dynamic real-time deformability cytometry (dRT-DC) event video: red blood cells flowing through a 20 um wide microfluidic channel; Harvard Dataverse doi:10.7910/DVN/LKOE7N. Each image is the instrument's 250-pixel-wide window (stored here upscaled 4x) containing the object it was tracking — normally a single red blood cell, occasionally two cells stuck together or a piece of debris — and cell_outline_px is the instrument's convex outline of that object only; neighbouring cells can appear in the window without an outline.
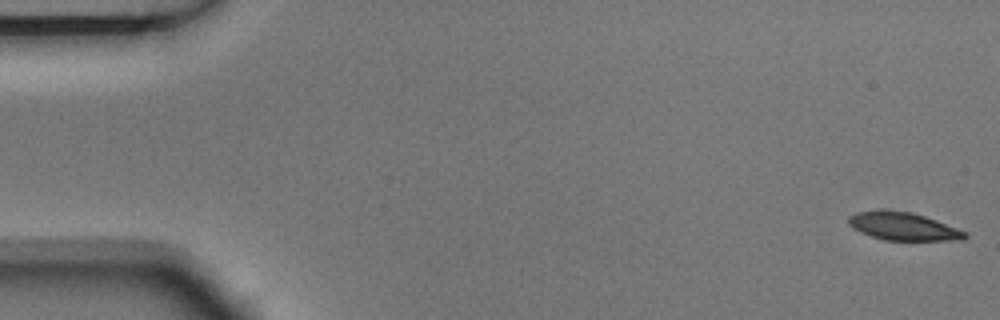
{"species": "Egyptian fruit bat (a non-hibernating species)", "species_latin": "Rousettus aegyptiacus", "temperature_condition": "room temperature", "stored_images_in_passage": 7, "camera_frame_rate_fps": 3000, "um_per_image_px": 0.085, "animal": {"sex": "male"}, "frame": {"image": 1, "passage_image": 1, "time_ms": 0.0, "image_size_px": [1000, 320], "cell_outline_px": [[968, 236], [964, 240], [884, 240], [860, 232], [852, 228], [848, 224], [848, 216], [856, 212], [908, 212], [924, 216], [936, 220], [968, 232]], "centroid_in_image_um": [76.81, 19.28], "position_along_channel_um": 8.2, "area_um2": 18.44}}
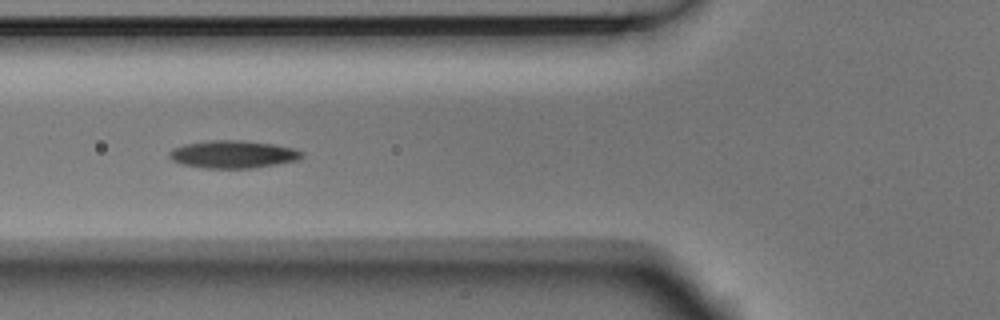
{"frame": {"image": 2, "passage_image": 6, "time_ms": 1.667, "image_size_px": [1000, 320], "cell_outline_px": [[304, 156], [296, 160], [276, 164], [252, 168], [204, 168], [180, 164], [172, 160], [168, 156], [168, 152], [172, 148], [184, 144], [208, 140], [244, 140], [276, 144], [292, 148], [304, 152]], "centroid_in_image_um": [19.77, 13.11], "position_along_channel_um": 106.0, "area_um2": 21.56}}
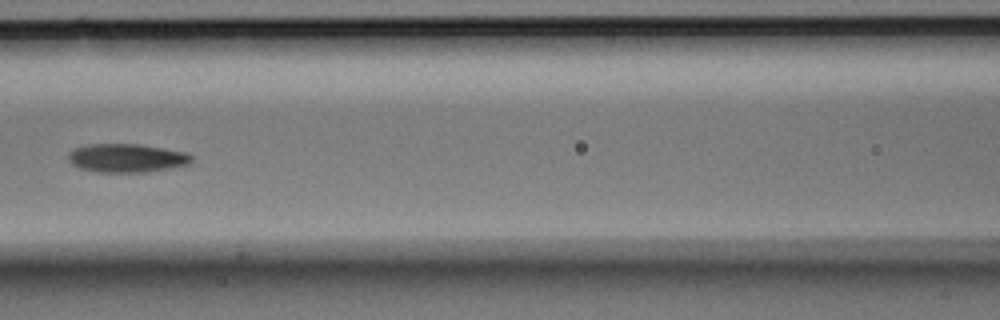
{"frame": {"image": 3, "passage_image": 7, "time_ms": 2.0, "image_size_px": [1000, 320], "cell_outline_px": [[192, 160], [188, 164], [168, 168], [144, 172], [96, 172], [80, 168], [72, 164], [68, 160], [68, 152], [72, 148], [88, 144], [140, 144], [164, 148], [184, 152], [192, 156]], "centroid_in_image_um": [10.71, 13.42], "position_along_channel_um": 155.9, "area_um2": 20.52}}